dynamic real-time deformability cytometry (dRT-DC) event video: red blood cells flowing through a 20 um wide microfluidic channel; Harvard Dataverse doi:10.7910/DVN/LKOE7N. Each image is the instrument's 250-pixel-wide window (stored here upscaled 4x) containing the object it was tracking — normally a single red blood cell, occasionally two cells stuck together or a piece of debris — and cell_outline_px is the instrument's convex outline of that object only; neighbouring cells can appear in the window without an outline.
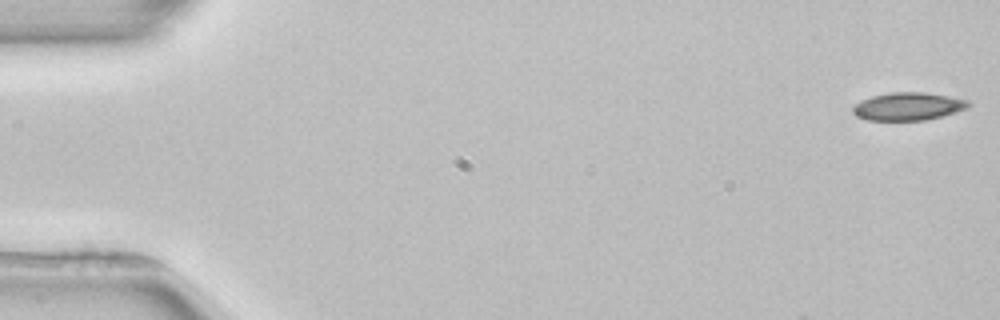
{"species": "common noctule bat (a hibernating species)", "species_latin": "Nyctalus noctula", "temperature_condition": "room temperature", "stored_images_in_passage": 4, "camera_frame_rate_fps": 3000, "um_per_image_px": 0.085, "animal": {"sex": "female", "body_mass_g": 22.7, "forearm_length_mm": 54.2}, "frame": {"image": 1, "passage_image": 1, "time_ms": 0.0, "image_size_px": [1000, 320], "cell_outline_px": [[972, 104], [968, 108], [956, 112], [924, 120], [868, 120], [856, 116], [852, 112], [852, 108], [860, 100], [872, 96], [892, 92], [924, 92], [948, 96], [968, 100]], "centroid_in_image_um": [77.19, 9.04], "position_along_channel_um": 7.8, "area_um2": 18.73}}
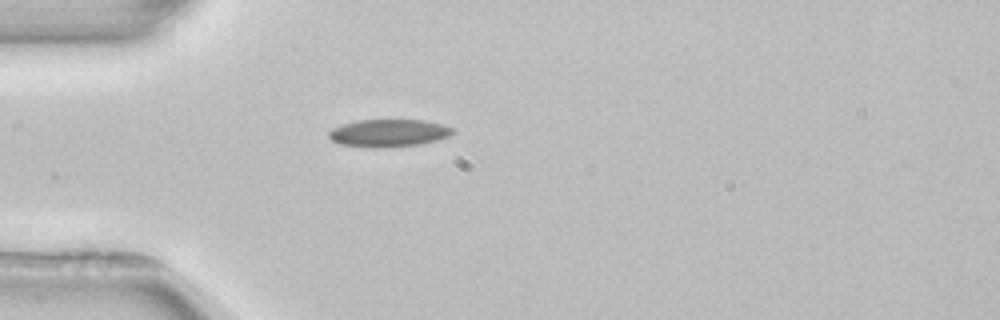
{"frame": {"image": 2, "passage_image": 4, "time_ms": 4.667, "image_size_px": [1000, 320], "cell_outline_px": [[456, 132], [448, 136], [436, 140], [420, 144], [384, 148], [368, 148], [340, 144], [332, 140], [328, 136], [328, 132], [332, 128], [340, 124], [356, 120], [424, 120], [444, 124], [452, 128]], "centroid_in_image_um": [33.01, 11.31], "position_along_channel_um": 52.0, "area_um2": 20.17}}